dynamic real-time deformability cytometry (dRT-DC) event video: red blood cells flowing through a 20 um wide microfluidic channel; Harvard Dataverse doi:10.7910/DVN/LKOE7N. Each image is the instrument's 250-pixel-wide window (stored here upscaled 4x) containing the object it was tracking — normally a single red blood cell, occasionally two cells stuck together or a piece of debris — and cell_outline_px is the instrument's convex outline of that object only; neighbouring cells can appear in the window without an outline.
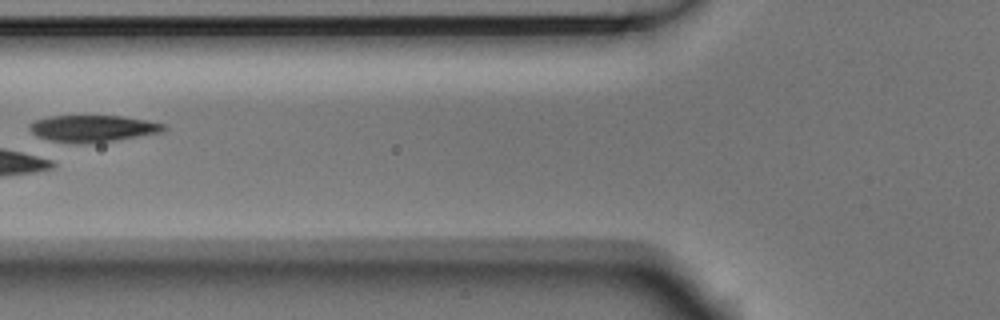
{"species": "Egyptian fruit bat (a non-hibernating species)", "species_latin": "Rousettus aegyptiacus", "temperature_condition": "room temperature", "stored_images_in_passage": 6, "camera_frame_rate_fps": 3000, "um_per_image_px": 0.085, "animal": {"sex": "male"}, "frame": {"image": 1, "passage_image": 5, "time_ms": 1.333, "image_size_px": [1000, 320], "cell_outline_px": [[168, 128], [160, 132], [112, 140], [76, 144], [52, 140], [40, 136], [32, 132], [28, 128], [36, 120], [48, 116], [124, 116], [164, 124]], "centroid_in_image_um": [7.88, 10.9], "position_along_channel_um": 117.9, "area_um2": 20.29}}
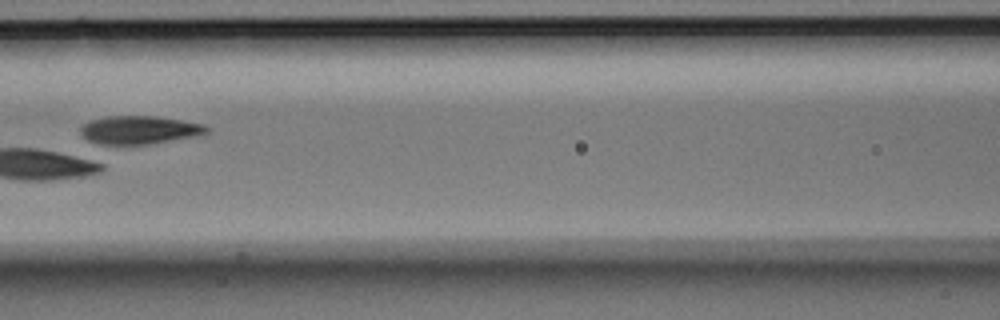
{"frame": {"image": 2, "passage_image": 6, "time_ms": 1.667, "image_size_px": [1000, 320], "cell_outline_px": [[208, 132], [148, 144], [100, 144], [88, 140], [80, 132], [80, 128], [84, 124], [92, 120], [104, 116], [156, 116], [204, 124], [208, 128]], "centroid_in_image_um": [11.77, 11.03], "position_along_channel_um": 154.8, "area_um2": 20.17}}